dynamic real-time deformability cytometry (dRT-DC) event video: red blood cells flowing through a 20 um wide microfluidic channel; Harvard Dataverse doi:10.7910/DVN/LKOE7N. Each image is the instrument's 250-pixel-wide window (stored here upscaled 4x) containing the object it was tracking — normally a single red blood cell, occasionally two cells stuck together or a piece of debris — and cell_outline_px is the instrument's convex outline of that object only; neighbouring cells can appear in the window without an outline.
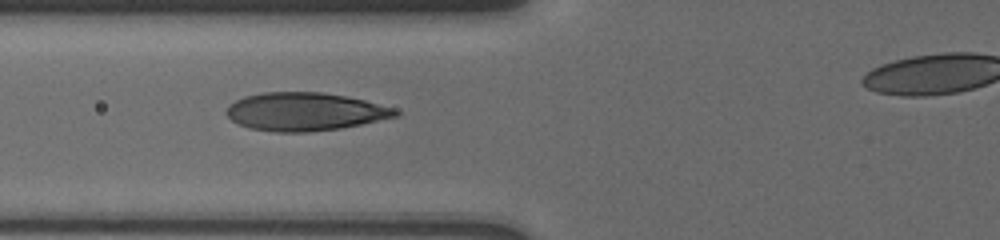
{"species": "human", "species_latin": "Homo sapiens", "temperature_condition": "cold", "stored_images_in_passage": 4, "camera_frame_rate_fps": 3000, "um_per_image_px": 0.085, "donor": {"sex": "male"}, "frame": {"image": 1, "passage_image": 2, "time_ms": 0.667, "image_size_px": [1000, 240], "cell_outline_px": [[400, 116], [340, 128], [308, 132], [272, 132], [248, 128], [232, 120], [224, 112], [228, 104], [244, 96], [260, 92], [324, 92], [348, 96], [396, 108], [400, 112]], "centroid_in_image_um": [25.91, 9.48], "position_along_channel_um": 99.9, "area_um2": 37.92}}
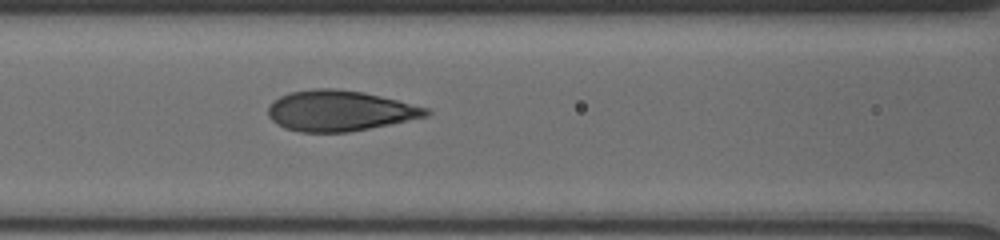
{"frame": {"image": 2, "passage_image": 4, "time_ms": 1.667, "image_size_px": [1000, 240], "cell_outline_px": [[432, 112], [428, 116], [348, 132], [300, 132], [284, 128], [276, 124], [268, 116], [268, 104], [272, 100], [288, 92], [316, 88], [332, 88], [364, 92], [432, 108]], "centroid_in_image_um": [28.86, 9.4], "position_along_channel_um": 137.7, "area_um2": 37.63}}